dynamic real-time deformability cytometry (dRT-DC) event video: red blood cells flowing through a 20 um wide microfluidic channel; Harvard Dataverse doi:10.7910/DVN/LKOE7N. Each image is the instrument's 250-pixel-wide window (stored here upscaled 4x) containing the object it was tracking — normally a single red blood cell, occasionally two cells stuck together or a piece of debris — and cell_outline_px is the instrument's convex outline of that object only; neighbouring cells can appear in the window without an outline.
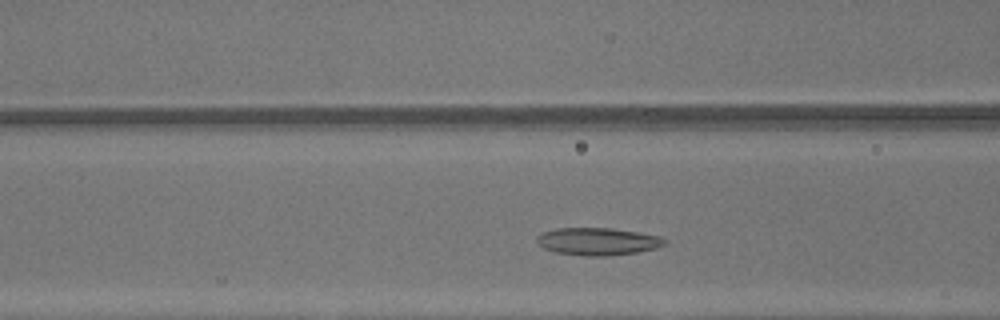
{"species": "common noctule bat (a hibernating species)", "species_latin": "Nyctalus noctula", "temperature_condition": "warm", "stored_images_in_passage": 28, "camera_frame_rate_fps": 3000, "um_per_image_px": 0.085, "animal": {"sex": "male", "body_mass_g": 13.3}, "frame": {"image": 1, "passage_image": 9, "time_ms": 2.667, "image_size_px": [1000, 320], "cell_outline_px": [[668, 244], [656, 248], [640, 252], [608, 256], [584, 256], [556, 252], [544, 248], [536, 244], [536, 236], [544, 232], [556, 228], [612, 228], [660, 236], [668, 240]], "centroid_in_image_um": [50.83, 20.53], "position_along_channel_um": 115.8, "area_um2": 20.69}}
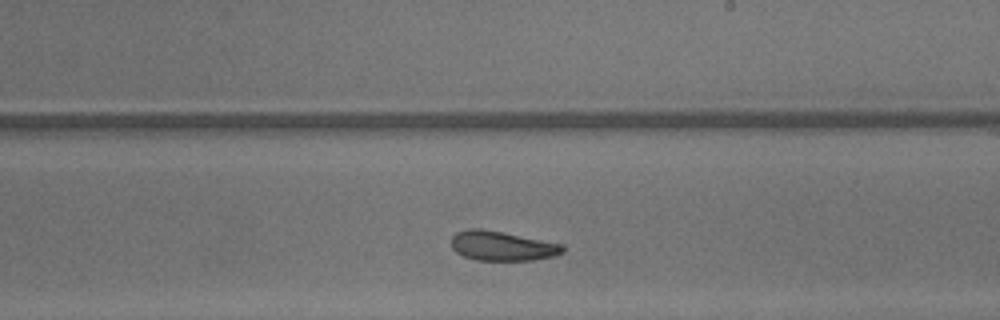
{"frame": {"image": 2, "passage_image": 18, "time_ms": 5.667, "image_size_px": [1000, 320], "cell_outline_px": [[564, 252], [556, 256], [532, 260], [476, 260], [464, 256], [456, 252], [452, 248], [452, 236], [456, 232], [468, 228], [480, 228], [504, 232], [560, 244], [564, 248]], "centroid_in_image_um": [42.65, 20.9], "position_along_channel_um": 246.3, "area_um2": 19.13}}
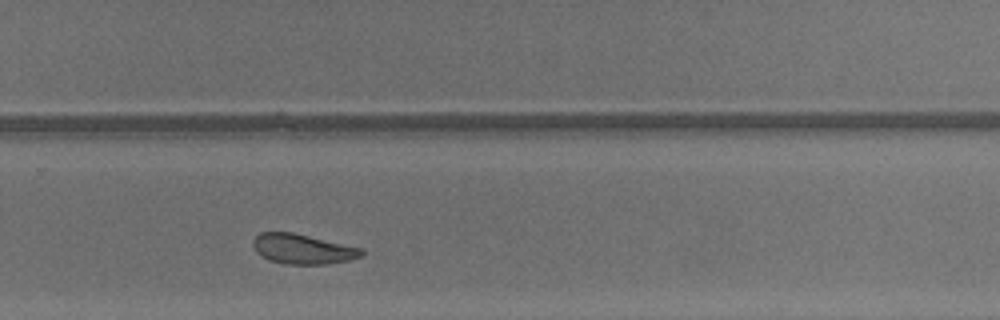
{"frame": {"image": 3, "passage_image": 22, "time_ms": 7.0, "image_size_px": [1000, 320], "cell_outline_px": [[364, 256], [348, 260], [324, 264], [284, 264], [268, 260], [256, 252], [252, 244], [252, 240], [260, 232], [292, 232], [364, 248]], "centroid_in_image_um": [25.73, 21.16], "position_along_channel_um": 304.1, "area_um2": 19.07}, "authors_computed_cell_mechanics": {"area_um2": 19.7676, "velocity_mm_per_s": 4.3575, "shape_relaxation_time_tau1_ms": 4.3595, "shape_relaxation_time_tau2_ms": 3.298, "deformation_change_tau1": 0.1104, "deformation_change_tau2": 0.1132}}